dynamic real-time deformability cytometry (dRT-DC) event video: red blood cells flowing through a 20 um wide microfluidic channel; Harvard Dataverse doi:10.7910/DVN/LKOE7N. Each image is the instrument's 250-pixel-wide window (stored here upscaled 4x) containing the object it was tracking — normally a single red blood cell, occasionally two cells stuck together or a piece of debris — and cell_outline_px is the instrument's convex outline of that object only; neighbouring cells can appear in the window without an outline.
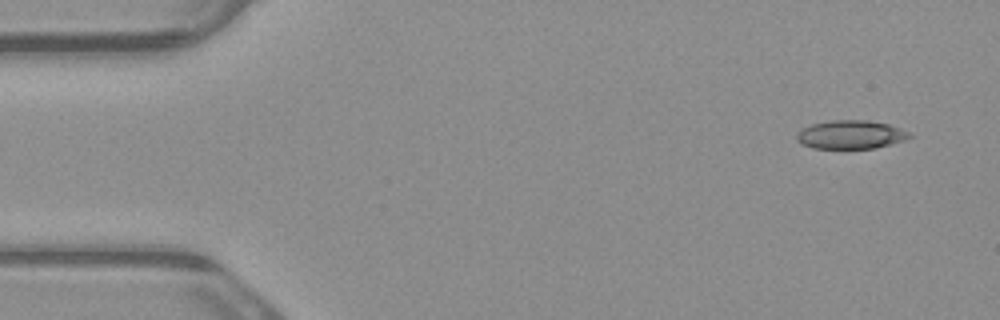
{"species": "common noctule bat (a hibernating species)", "species_latin": "Nyctalus noctula", "temperature_condition": "warm", "stored_images_in_passage": 6, "camera_frame_rate_fps": 3000, "um_per_image_px": 0.085, "animal": {"sex": "male", "body_mass_g": 23.1, "forearm_length_mm": 52.7}, "frame": {"image": 1, "passage_image": 1, "time_ms": 0.0, "image_size_px": [1000, 320], "cell_outline_px": [[912, 136], [904, 140], [892, 144], [876, 148], [812, 148], [796, 140], [796, 132], [800, 128], [812, 124], [828, 120], [868, 120], [888, 124], [900, 128], [908, 132]], "centroid_in_image_um": [72.28, 11.43], "position_along_channel_um": 12.7, "area_um2": 18.84}}
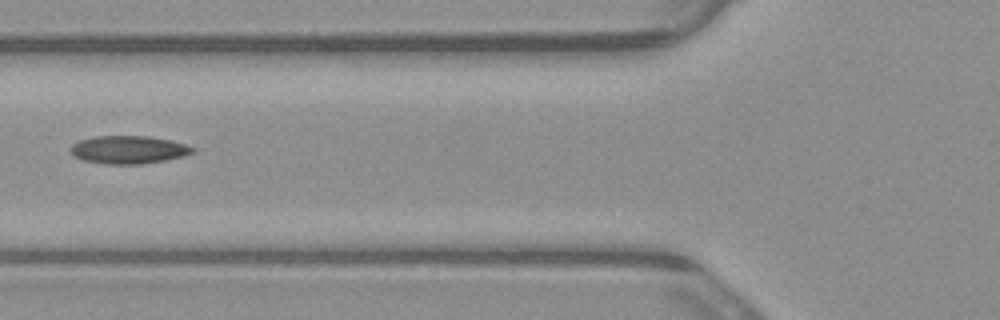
{"frame": {"image": 2, "passage_image": 5, "time_ms": 1.333, "image_size_px": [1000, 320], "cell_outline_px": [[196, 152], [184, 156], [164, 160], [140, 164], [104, 164], [84, 160], [72, 156], [68, 148], [72, 144], [80, 140], [96, 136], [148, 136], [172, 140], [196, 148]], "centroid_in_image_um": [10.91, 12.72], "position_along_channel_um": 114.9, "area_um2": 20.06}}
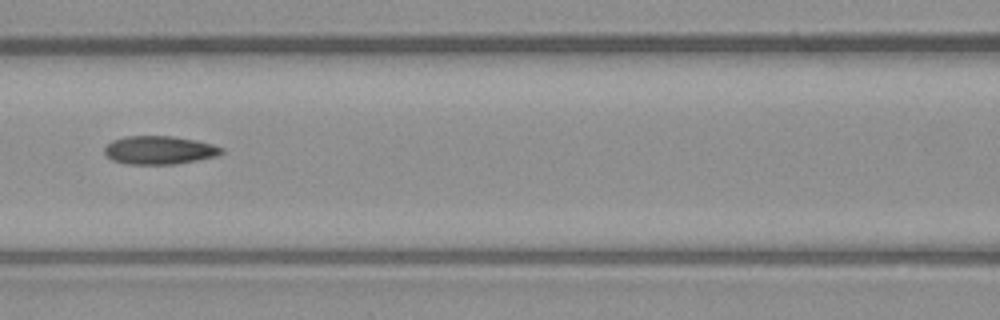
{"frame": {"image": 3, "passage_image": 6, "time_ms": 1.667, "image_size_px": [1000, 320], "cell_outline_px": [[224, 152], [216, 156], [176, 164], [128, 164], [112, 160], [104, 152], [104, 148], [112, 140], [124, 136], [172, 136], [196, 140], [212, 144], [224, 148]], "centroid_in_image_um": [13.55, 12.75], "position_along_channel_um": 153.1, "area_um2": 19.31}}